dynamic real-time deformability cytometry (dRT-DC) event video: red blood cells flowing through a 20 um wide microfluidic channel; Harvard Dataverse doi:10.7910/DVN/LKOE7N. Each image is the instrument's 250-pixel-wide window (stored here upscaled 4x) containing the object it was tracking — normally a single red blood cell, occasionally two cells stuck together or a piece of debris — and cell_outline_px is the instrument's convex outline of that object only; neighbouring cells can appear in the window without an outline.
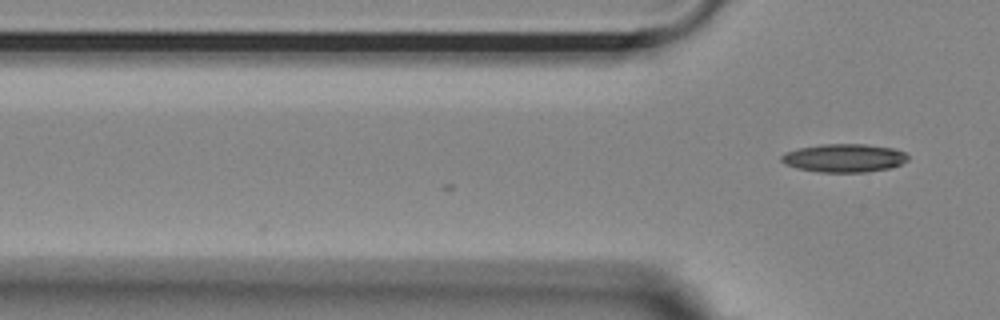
{"species": "Egyptian fruit bat (a non-hibernating species)", "species_latin": "Rousettus aegyptiacus", "temperature_condition": "room temperature", "stored_images_in_passage": 2, "camera_frame_rate_fps": 3000, "um_per_image_px": 0.085, "animal": {"sex": "female"}, "frame": {"image": 1, "passage_image": 2, "time_ms": 0.333, "image_size_px": [1000, 320], "cell_outline_px": [[908, 160], [892, 168], [864, 172], [816, 172], [796, 168], [784, 164], [780, 160], [780, 156], [784, 152], [800, 148], [820, 144], [864, 144], [892, 148], [904, 152], [908, 156]], "centroid_in_image_um": [71.71, 13.43], "position_along_channel_um": 54.1, "area_um2": 20.98}}